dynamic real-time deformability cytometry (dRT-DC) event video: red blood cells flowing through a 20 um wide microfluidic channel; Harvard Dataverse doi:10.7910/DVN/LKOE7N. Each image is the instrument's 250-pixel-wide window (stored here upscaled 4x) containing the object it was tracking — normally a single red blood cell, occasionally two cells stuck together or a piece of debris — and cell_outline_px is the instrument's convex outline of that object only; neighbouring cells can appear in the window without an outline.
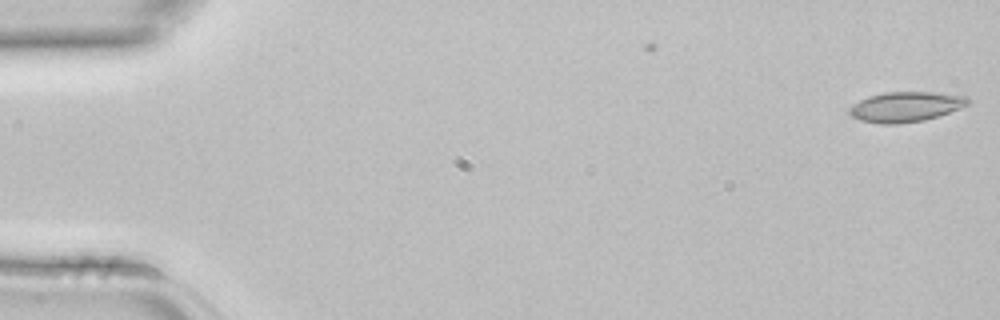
{"species": "common noctule bat (a hibernating species)", "species_latin": "Nyctalus noctula", "temperature_condition": "room temperature", "stored_images_in_passage": 3, "camera_frame_rate_fps": 3000, "um_per_image_px": 0.085, "animal": {"sex": "female", "body_mass_g": 22.7, "forearm_length_mm": 54.2}, "frame": {"image": 1, "passage_image": 1, "time_ms": 0.0, "image_size_px": [1000, 320], "cell_outline_px": [[972, 100], [968, 104], [948, 112], [924, 120], [896, 124], [880, 124], [860, 120], [852, 116], [848, 112], [848, 108], [852, 104], [868, 96], [884, 92], [932, 92], [968, 96]], "centroid_in_image_um": [76.95, 9.07], "position_along_channel_um": 8.0, "area_um2": 20.75}}